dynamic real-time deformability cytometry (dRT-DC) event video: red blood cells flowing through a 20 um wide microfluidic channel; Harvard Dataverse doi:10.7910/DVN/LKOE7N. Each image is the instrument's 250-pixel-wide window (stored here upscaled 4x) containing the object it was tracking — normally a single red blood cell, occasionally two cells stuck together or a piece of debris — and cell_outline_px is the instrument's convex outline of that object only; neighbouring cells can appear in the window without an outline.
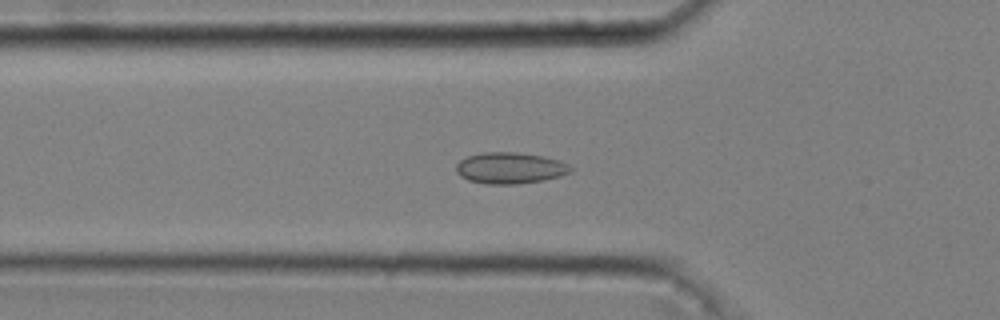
{"species": "common noctule bat (a hibernating species)", "species_latin": "Nyctalus noctula", "temperature_condition": "cold", "stored_images_in_passage": 48, "camera_frame_rate_fps": 3000, "um_per_image_px": 0.085, "animal": {"sex": "male", "body_mass_g": 20.4}, "frame": {"image": 1, "passage_image": 14, "time_ms": 4.333, "image_size_px": [1000, 320], "cell_outline_px": [[572, 172], [560, 176], [544, 180], [516, 184], [484, 184], [468, 180], [460, 176], [456, 172], [456, 164], [460, 160], [468, 156], [484, 152], [516, 152], [544, 156], [560, 160], [568, 164], [572, 168]], "centroid_in_image_um": [43.36, 14.28], "position_along_channel_um": 82.4, "area_um2": 21.04}}
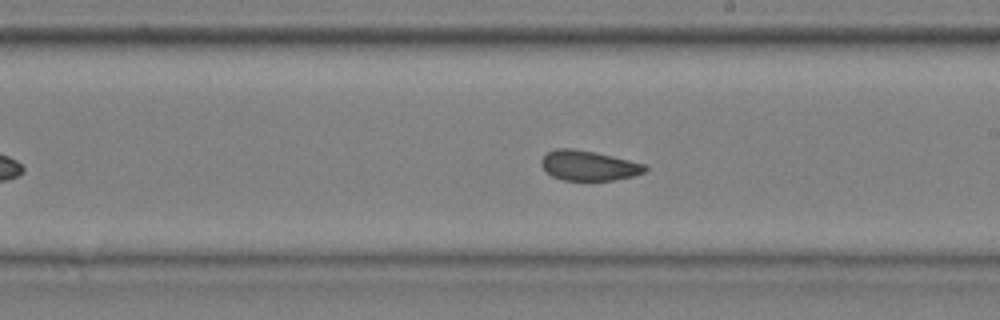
{"frame": {"image": 2, "passage_image": 27, "time_ms": 8.667, "image_size_px": [1000, 320], "cell_outline_px": [[648, 168], [644, 172], [632, 176], [612, 180], [564, 180], [552, 176], [540, 164], [540, 160], [548, 152], [556, 148], [572, 148], [596, 152], [648, 164]], "centroid_in_image_um": [50.06, 14.06], "position_along_channel_um": 238.9, "area_um2": 18.15}}
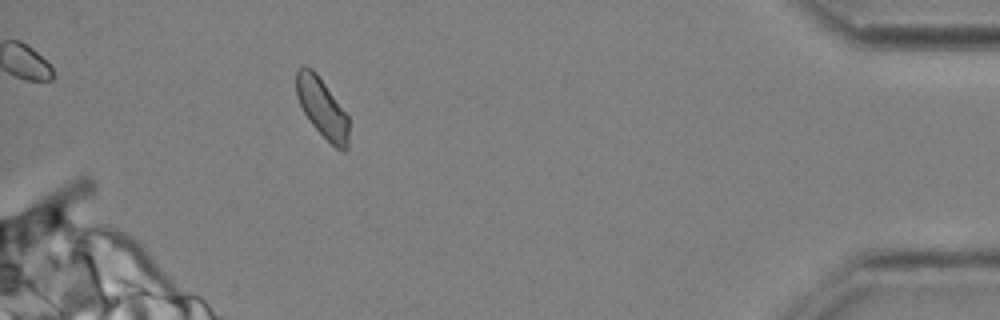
{"frame": {"image": 3, "passage_image": 45, "time_ms": 14.667, "image_size_px": [1000, 320], "cell_outline_px": [[348, 148], [344, 152], [336, 148], [312, 124], [304, 112], [296, 96], [296, 72], [300, 68], [312, 68], [316, 72], [348, 116]], "centroid_in_image_um": [27.39, 9.18], "position_along_channel_um": 407.8, "area_um2": 17.74}, "authors_computed_cell_mechanics": {"area_um2": 18.3515, "velocity_mm_per_s": 3.6113, "shape_relaxation_time_tau1_ms": null, "shape_relaxation_time_tau2_ms": 1.8827, "deformation_change_tau1": null, "deformation_change_tau2": 0.0553}}